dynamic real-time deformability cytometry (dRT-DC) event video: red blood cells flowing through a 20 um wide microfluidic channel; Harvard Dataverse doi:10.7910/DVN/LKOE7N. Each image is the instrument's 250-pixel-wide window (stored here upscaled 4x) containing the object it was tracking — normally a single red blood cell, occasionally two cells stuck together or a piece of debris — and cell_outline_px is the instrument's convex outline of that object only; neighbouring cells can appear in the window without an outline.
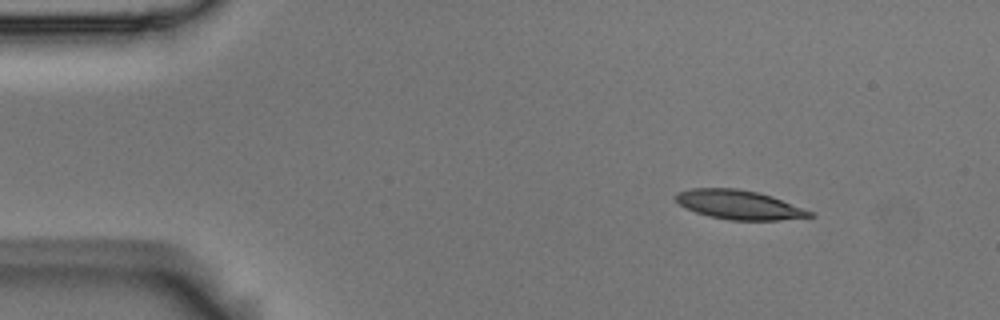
{"species": "Egyptian fruit bat (a non-hibernating species)", "species_latin": "Rousettus aegyptiacus", "temperature_condition": "room temperature", "stored_images_in_passage": 6, "camera_frame_rate_fps": 3000, "um_per_image_px": 0.085, "animal": {"sex": "male"}, "frame": {"image": 1, "passage_image": 2, "time_ms": 0.333, "image_size_px": [1000, 320], "cell_outline_px": [[816, 216], [776, 220], [728, 220], [708, 216], [696, 212], [680, 204], [676, 200], [676, 192], [692, 188], [736, 188], [760, 192], [772, 196], [816, 212]], "centroid_in_image_um": [62.88, 17.4], "position_along_channel_um": 22.1, "area_um2": 22.89}}
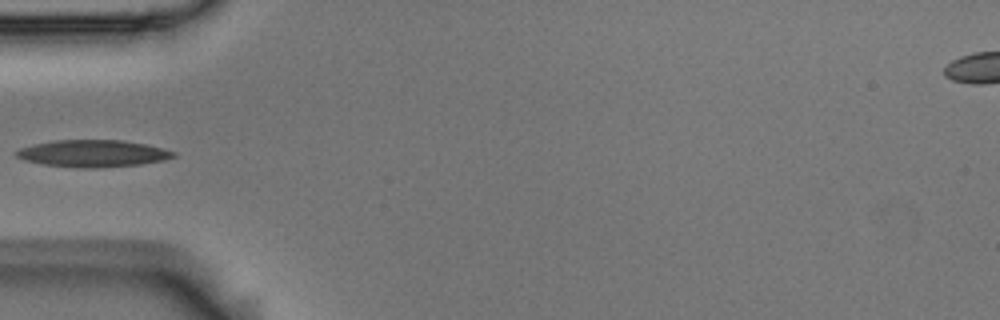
{"frame": {"image": 2, "passage_image": 5, "time_ms": 1.333, "image_size_px": [1000, 320], "cell_outline_px": [[176, 156], [164, 160], [140, 164], [96, 168], [80, 168], [44, 164], [24, 160], [16, 156], [16, 152], [20, 148], [36, 144], [56, 140], [124, 140], [144, 144], [176, 152]], "centroid_in_image_um": [7.91, 13.04], "position_along_channel_um": 77.1, "area_um2": 24.45}}
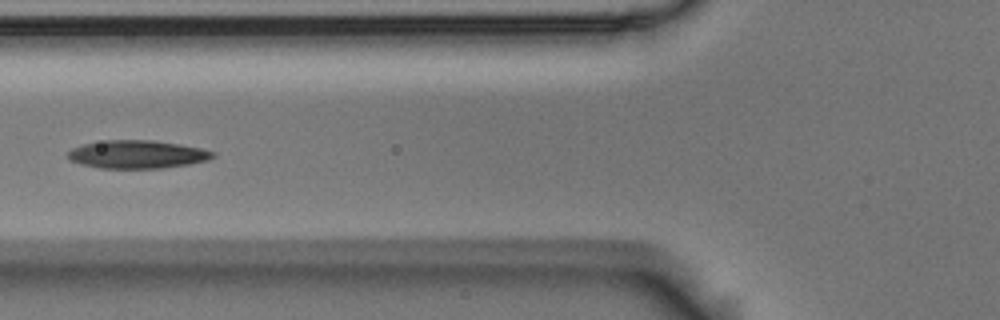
{"frame": {"image": 3, "passage_image": 6, "time_ms": 1.667, "image_size_px": [1000, 320], "cell_outline_px": [[216, 156], [208, 160], [188, 164], [164, 168], [100, 168], [80, 164], [72, 160], [68, 156], [68, 152], [72, 148], [84, 144], [108, 140], [156, 140], [180, 144], [200, 148], [216, 152]], "centroid_in_image_um": [11.71, 13.12], "position_along_channel_um": 114.1, "area_um2": 23.7}}